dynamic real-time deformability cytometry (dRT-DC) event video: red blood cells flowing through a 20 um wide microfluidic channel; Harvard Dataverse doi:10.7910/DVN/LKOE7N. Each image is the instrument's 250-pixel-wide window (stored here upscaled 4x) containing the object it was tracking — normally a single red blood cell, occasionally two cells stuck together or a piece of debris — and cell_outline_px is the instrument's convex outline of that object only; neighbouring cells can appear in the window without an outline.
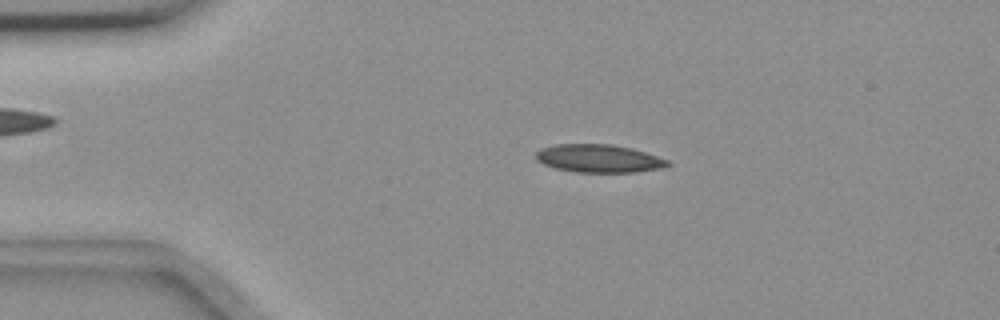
{"species": "common noctule bat (a hibernating species)", "species_latin": "Nyctalus noctula", "temperature_condition": "room temperature", "stored_images_in_passage": 55, "camera_frame_rate_fps": 3000, "um_per_image_px": 0.085, "animal": {"sex": "female", "body_mass_g": 18.4}, "frame": {"image": 1, "passage_image": 11, "time_ms": 3.333, "image_size_px": [1000, 320], "cell_outline_px": [[672, 164], [660, 168], [632, 172], [576, 172], [556, 168], [544, 164], [536, 160], [536, 152], [540, 148], [552, 144], [612, 144], [632, 148], [668, 160]], "centroid_in_image_um": [50.86, 13.46], "position_along_channel_um": 34.1, "area_um2": 21.44}}
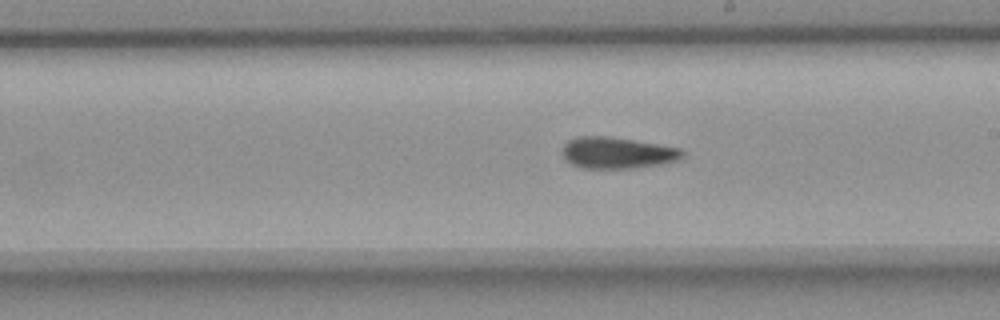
{"frame": {"image": 2, "passage_image": 31, "time_ms": 10.0, "image_size_px": [1000, 320], "cell_outline_px": [[684, 156], [676, 160], [656, 164], [632, 168], [580, 168], [564, 160], [564, 144], [568, 140], [580, 136], [608, 136], [680, 148], [684, 152]], "centroid_in_image_um": [52.42, 12.99], "position_along_channel_um": 236.6, "area_um2": 21.62}}
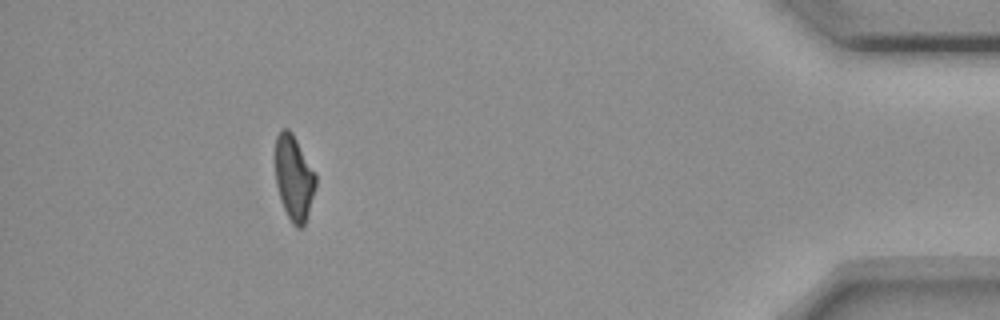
{"frame": {"image": 3, "passage_image": 50, "time_ms": 16.333, "image_size_px": [1000, 320], "cell_outline_px": [[316, 184], [304, 228], [296, 228], [292, 224], [284, 208], [276, 184], [276, 136], [280, 128], [288, 128], [292, 132], [316, 172]], "centroid_in_image_um": [25.0, 15.1], "position_along_channel_um": 410.2, "area_um2": 20.06}, "authors_computed_cell_mechanics": {"area_um2": 21.4438, "velocity_mm_per_s": 3.6573, "shape_relaxation_time_tau1_ms": 8.106, "shape_relaxation_time_tau2_ms": 6.3256, "deformation_change_tau1": 0.1853, "deformation_change_tau2": 0.1376}}